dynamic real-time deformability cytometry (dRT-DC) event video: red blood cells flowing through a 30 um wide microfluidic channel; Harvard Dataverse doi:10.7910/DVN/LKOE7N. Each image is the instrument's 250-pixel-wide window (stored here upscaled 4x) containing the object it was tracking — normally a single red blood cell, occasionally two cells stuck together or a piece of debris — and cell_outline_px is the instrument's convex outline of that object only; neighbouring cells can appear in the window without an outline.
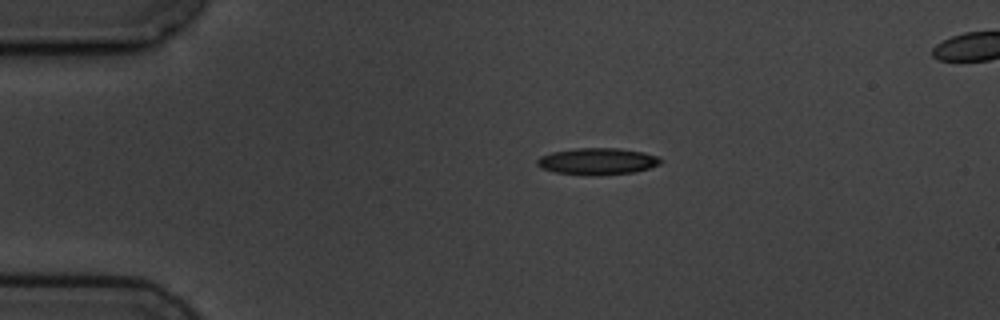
{"species": "common noctule bat (a hibernating species)", "species_latin": "Nyctalus noctula", "temperature_condition": "cold", "stored_images_in_passage": 4, "camera_frame_rate_fps": 3000, "um_per_image_px": 0.085, "animal": {"sex": "male", "body_mass_g": 19.5, "forearm_length_mm": 54.6}, "frame": {"image": 1, "passage_image": 2, "time_ms": 2.0, "image_size_px": [1000, 320], "cell_outline_px": [[664, 160], [660, 164], [636, 172], [596, 176], [584, 176], [556, 172], [540, 168], [536, 164], [536, 160], [540, 156], [552, 152], [576, 148], [616, 148], [644, 152], [656, 156]], "centroid_in_image_um": [50.76, 13.73], "position_along_channel_um": 34.2, "area_um2": 19.48}}